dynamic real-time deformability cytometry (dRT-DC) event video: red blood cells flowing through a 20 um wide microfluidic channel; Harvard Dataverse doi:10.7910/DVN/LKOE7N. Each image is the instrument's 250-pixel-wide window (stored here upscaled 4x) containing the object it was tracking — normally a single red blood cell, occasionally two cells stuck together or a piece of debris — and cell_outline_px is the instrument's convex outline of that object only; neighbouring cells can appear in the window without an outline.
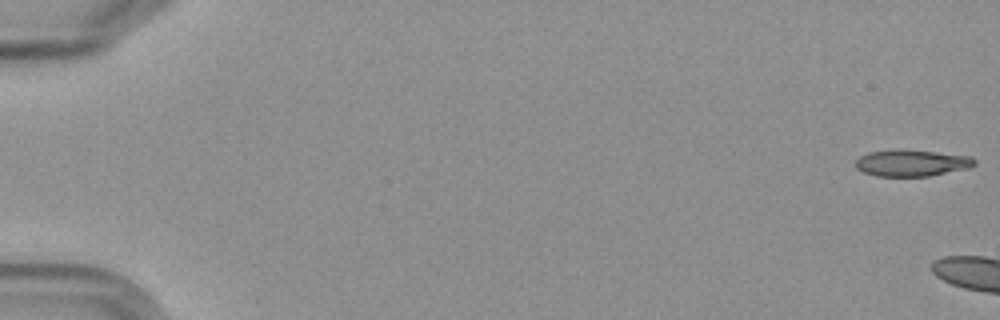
{"species": "Egyptian fruit bat (a non-hibernating species)", "species_latin": "Rousettus aegyptiacus", "temperature_condition": "cold", "stored_images_in_passage": 8, "camera_frame_rate_fps": 3000, "um_per_image_px": 0.085, "frame": {"image": 1, "passage_image": 1, "time_ms": 0.0, "image_size_px": [1000, 320], "cell_outline_px": [[976, 164], [968, 168], [928, 176], [876, 176], [864, 172], [856, 168], [856, 160], [860, 156], [868, 152], [896, 148], [936, 152], [972, 156], [976, 160]], "centroid_in_image_um": [77.49, 13.83], "position_along_channel_um": 7.5, "area_um2": 18.55}}
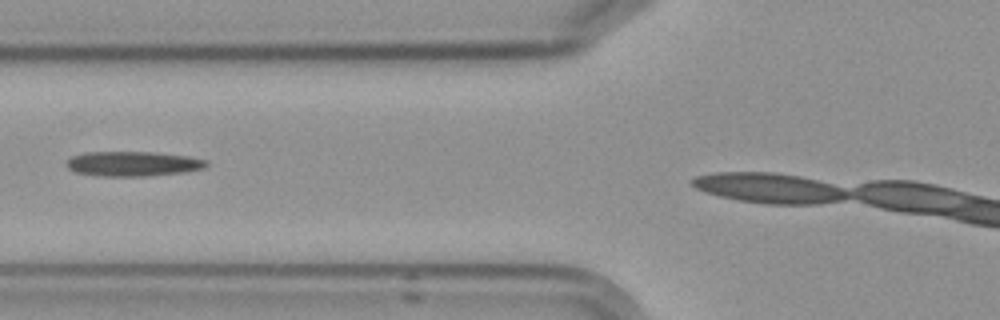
{"frame": {"image": 2, "passage_image": 7, "time_ms": 7.667, "image_size_px": [1000, 320], "cell_outline_px": [[208, 164], [204, 168], [184, 172], [152, 176], [100, 176], [76, 172], [68, 168], [64, 164], [72, 156], [84, 152], [152, 152], [188, 156], [208, 160]], "centroid_in_image_um": [11.3, 13.92], "position_along_channel_um": 114.5, "area_um2": 20.35}}